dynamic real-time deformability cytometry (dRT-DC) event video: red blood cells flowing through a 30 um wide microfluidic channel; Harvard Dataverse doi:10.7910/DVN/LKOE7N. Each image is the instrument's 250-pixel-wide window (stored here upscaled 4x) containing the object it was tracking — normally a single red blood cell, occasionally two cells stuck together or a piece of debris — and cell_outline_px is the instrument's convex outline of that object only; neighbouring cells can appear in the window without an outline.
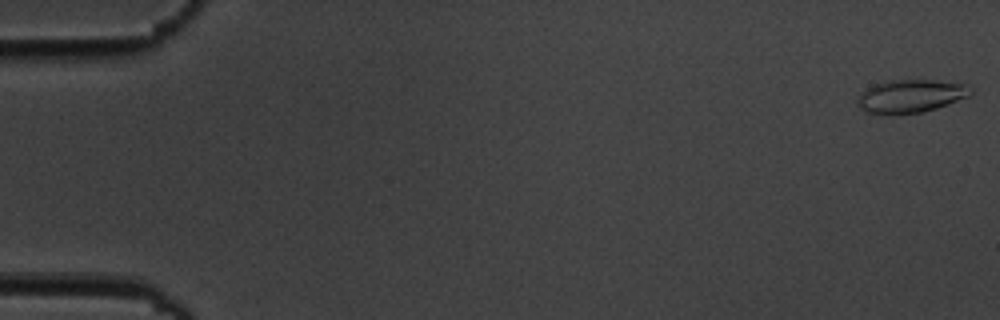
{"species": "common noctule bat (a hibernating species)", "species_latin": "Nyctalus noctula", "temperature_condition": "cold", "stored_images_in_passage": 5, "camera_frame_rate_fps": 3000, "um_per_image_px": 0.085, "animal": {"sex": "male", "body_mass_g": 19.5, "forearm_length_mm": 54.6}, "frame": {"image": 1, "passage_image": 1, "time_ms": 0.0, "image_size_px": [1000, 320], "cell_outline_px": [[972, 92], [968, 96], [948, 104], [936, 108], [920, 112], [896, 116], [892, 116], [868, 112], [860, 108], [856, 104], [856, 100], [864, 88], [872, 84], [888, 80], [932, 80], [968, 84], [972, 88]], "centroid_in_image_um": [77.35, 8.18], "position_along_channel_um": 7.7, "area_um2": 22.25}}